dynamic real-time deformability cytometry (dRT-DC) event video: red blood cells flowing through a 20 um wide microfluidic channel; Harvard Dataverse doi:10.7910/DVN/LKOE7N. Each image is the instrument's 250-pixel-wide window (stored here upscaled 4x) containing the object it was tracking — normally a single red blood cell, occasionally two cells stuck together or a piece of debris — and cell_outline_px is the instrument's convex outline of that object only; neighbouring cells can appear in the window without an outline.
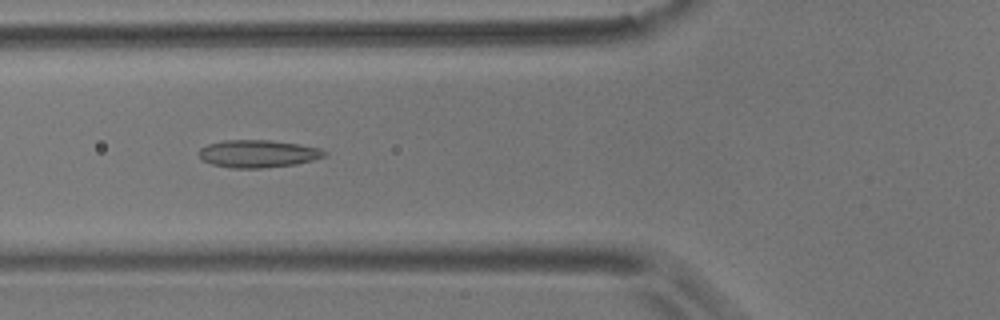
{"species": "common noctule bat (a hibernating species)", "species_latin": "Nyctalus noctula", "temperature_condition": "room temperature", "stored_images_in_passage": 55, "camera_frame_rate_fps": 3000, "um_per_image_px": 0.085, "animal": {"sex": "male", "body_mass_g": 17.9}, "frame": {"image": 1, "passage_image": 20, "time_ms": 6.333, "image_size_px": [1000, 320], "cell_outline_px": [[328, 152], [324, 156], [312, 160], [296, 164], [260, 168], [232, 168], [212, 164], [200, 160], [200, 148], [208, 144], [224, 140], [268, 140], [296, 144], [320, 148]], "centroid_in_image_um": [21.9, 13.07], "position_along_channel_um": 103.9, "area_um2": 20.0}}
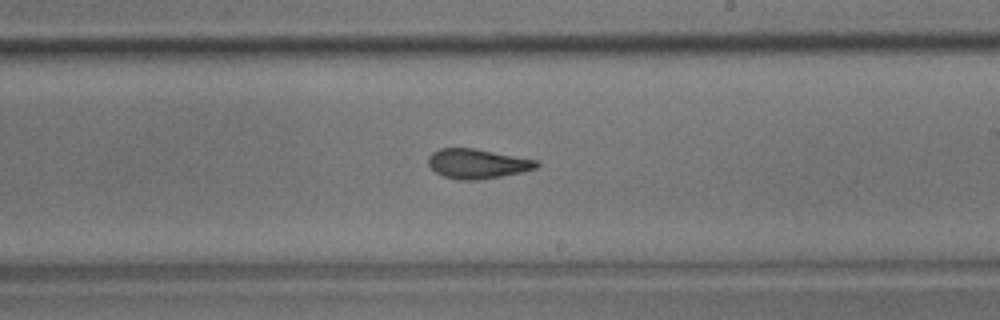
{"frame": {"image": 2, "passage_image": 32, "time_ms": 10.333, "image_size_px": [1000, 320], "cell_outline_px": [[540, 164], [536, 168], [520, 172], [480, 180], [460, 180], [444, 176], [436, 172], [428, 164], [428, 156], [432, 152], [440, 148], [472, 148], [540, 160]], "centroid_in_image_um": [40.58, 13.91], "position_along_channel_um": 248.4, "area_um2": 18.67}}
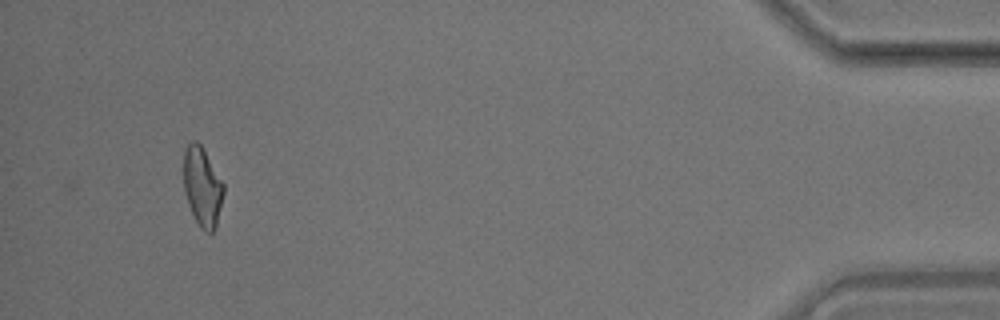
{"frame": {"image": 3, "passage_image": 52, "time_ms": 17.0, "image_size_px": [1000, 320], "cell_outline_px": [[224, 192], [216, 228], [212, 232], [204, 232], [200, 228], [188, 204], [184, 192], [184, 152], [188, 144], [192, 140], [196, 140], [200, 144], [224, 184]], "centroid_in_image_um": [17.2, 15.9], "position_along_channel_um": 418.0, "area_um2": 18.32}, "authors_computed_cell_mechanics": {"area_um2": 19.1896, "velocity_mm_per_s": 3.6081, "shape_relaxation_time_tau1_ms": null, "shape_relaxation_time_tau2_ms": 2.1762, "deformation_change_tau1": null, "deformation_change_tau2": 0.106}}